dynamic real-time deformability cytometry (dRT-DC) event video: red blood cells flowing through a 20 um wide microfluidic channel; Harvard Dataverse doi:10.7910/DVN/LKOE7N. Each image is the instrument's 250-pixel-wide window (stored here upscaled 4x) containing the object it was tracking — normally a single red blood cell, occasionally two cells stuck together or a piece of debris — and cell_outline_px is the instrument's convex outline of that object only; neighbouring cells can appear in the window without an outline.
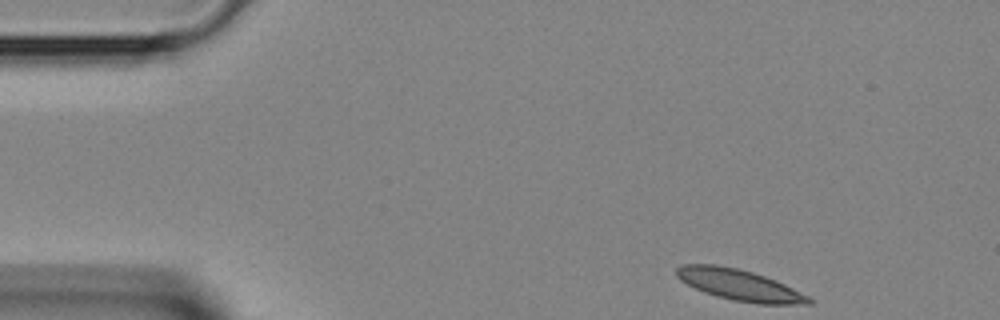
{"species": "Egyptian fruit bat (a non-hibernating species)", "species_latin": "Rousettus aegyptiacus", "temperature_condition": "room temperature", "stored_images_in_passage": 3, "camera_frame_rate_fps": 3000, "um_per_image_px": 0.085, "animal": {"sex": "female"}, "frame": {"image": 1, "passage_image": 1, "time_ms": 0.0, "image_size_px": [1000, 320], "cell_outline_px": [[812, 304], [756, 304], [732, 300], [716, 296], [704, 292], [680, 280], [676, 276], [676, 268], [684, 264], [716, 264], [736, 268], [752, 272], [776, 280], [808, 296], [812, 300]], "centroid_in_image_um": [62.84, 24.22], "position_along_channel_um": 22.2, "area_um2": 23.81}}
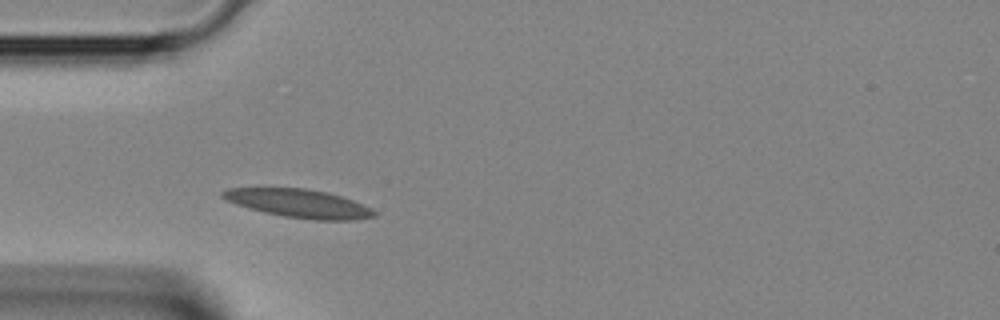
{"frame": {"image": 2, "passage_image": 3, "time_ms": 0.667, "image_size_px": [1000, 320], "cell_outline_px": [[376, 216], [352, 220], [316, 220], [284, 216], [264, 212], [236, 204], [220, 196], [220, 192], [228, 188], [304, 188], [328, 192], [352, 200], [376, 212]], "centroid_in_image_um": [25.37, 17.28], "position_along_channel_um": 59.6, "area_um2": 24.68}}